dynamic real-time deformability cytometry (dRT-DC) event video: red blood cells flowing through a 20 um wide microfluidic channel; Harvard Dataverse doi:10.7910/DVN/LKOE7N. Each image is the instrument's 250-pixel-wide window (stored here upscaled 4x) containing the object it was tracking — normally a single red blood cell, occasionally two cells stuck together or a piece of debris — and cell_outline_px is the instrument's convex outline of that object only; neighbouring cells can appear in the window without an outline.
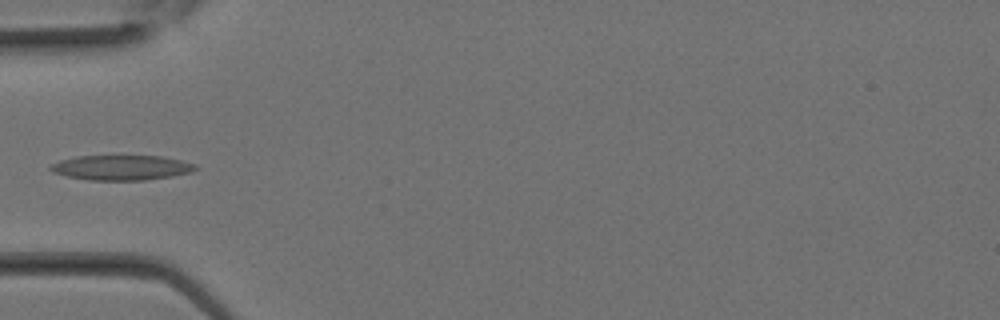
{"species": "Egyptian fruit bat (a non-hibernating species)", "species_latin": "Rousettus aegyptiacus", "temperature_condition": "room temperature", "stored_images_in_passage": 6, "camera_frame_rate_fps": 3000, "um_per_image_px": 0.085, "animal": {"sex": "female"}, "frame": {"image": 1, "passage_image": 4, "time_ms": 1.0, "image_size_px": [1000, 320], "cell_outline_px": [[200, 168], [192, 172], [172, 176], [144, 180], [88, 180], [68, 176], [52, 172], [48, 168], [52, 164], [60, 160], [76, 156], [164, 156], [196, 164]], "centroid_in_image_um": [10.35, 14.24], "position_along_channel_um": 74.7, "area_um2": 21.15}}